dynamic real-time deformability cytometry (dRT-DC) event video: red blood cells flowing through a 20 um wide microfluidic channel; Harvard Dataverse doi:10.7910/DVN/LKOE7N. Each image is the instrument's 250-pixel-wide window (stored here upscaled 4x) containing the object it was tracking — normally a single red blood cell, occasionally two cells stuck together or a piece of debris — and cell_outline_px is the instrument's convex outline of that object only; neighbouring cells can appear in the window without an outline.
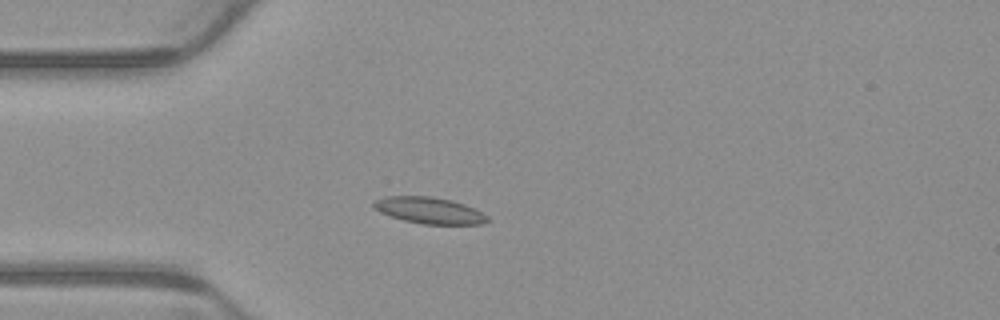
{"species": "common noctule bat (a hibernating species)", "species_latin": "Nyctalus noctula", "temperature_condition": "warm", "stored_images_in_passage": 4, "camera_frame_rate_fps": 3000, "um_per_image_px": 0.085, "animal": {"sex": "male", "body_mass_g": 23.1, "forearm_length_mm": 52.7}, "frame": {"image": 1, "passage_image": 3, "time_ms": 0.667, "image_size_px": [1000, 320], "cell_outline_px": [[488, 220], [484, 224], [424, 224], [404, 220], [380, 212], [372, 208], [372, 200], [384, 196], [432, 196], [452, 200], [464, 204], [488, 216]], "centroid_in_image_um": [36.43, 17.87], "position_along_channel_um": 48.6, "area_um2": 17.51}}